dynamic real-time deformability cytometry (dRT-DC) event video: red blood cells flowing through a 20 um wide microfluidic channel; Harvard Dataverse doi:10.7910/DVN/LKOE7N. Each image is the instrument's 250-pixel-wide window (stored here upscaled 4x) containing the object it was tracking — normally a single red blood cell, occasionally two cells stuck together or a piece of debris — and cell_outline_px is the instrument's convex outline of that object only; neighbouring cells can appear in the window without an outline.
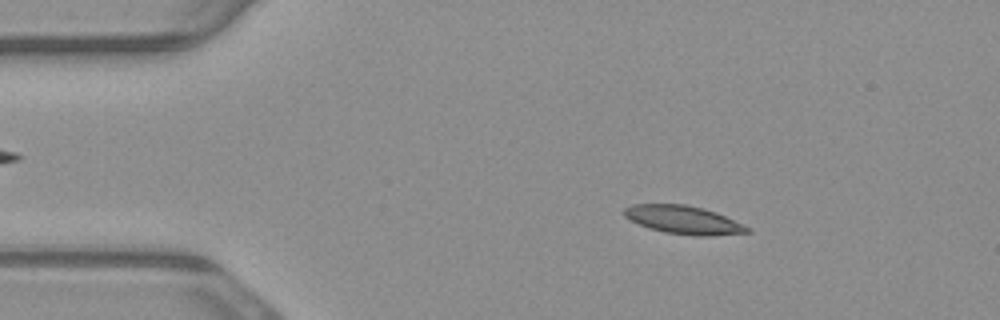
{"species": "common noctule bat (a hibernating species)", "species_latin": "Nyctalus noctula", "temperature_condition": "warm", "stored_images_in_passage": 53, "camera_frame_rate_fps": 3000, "um_per_image_px": 0.085, "animal": {"sex": "male", "body_mass_g": 23.1, "forearm_length_mm": 52.7}, "frame": {"image": 1, "passage_image": 8, "time_ms": 2.333, "image_size_px": [1000, 320], "cell_outline_px": [[752, 232], [712, 236], [696, 236], [664, 232], [648, 228], [628, 220], [624, 216], [624, 208], [632, 204], [684, 204], [704, 208], [716, 212], [752, 228]], "centroid_in_image_um": [58.1, 18.69], "position_along_channel_um": 26.9, "area_um2": 20.52}}
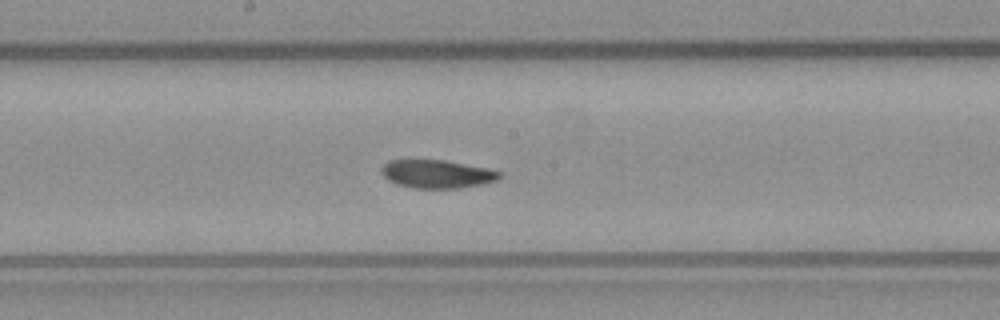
{"frame": {"image": 2, "passage_image": 27, "time_ms": 8.667, "image_size_px": [1000, 320], "cell_outline_px": [[504, 176], [496, 180], [484, 184], [460, 188], [412, 188], [396, 184], [388, 180], [380, 172], [380, 168], [388, 160], [444, 160], [488, 168], [500, 172]], "centroid_in_image_um": [37.14, 14.79], "position_along_channel_um": 211.1, "area_um2": 19.59}}
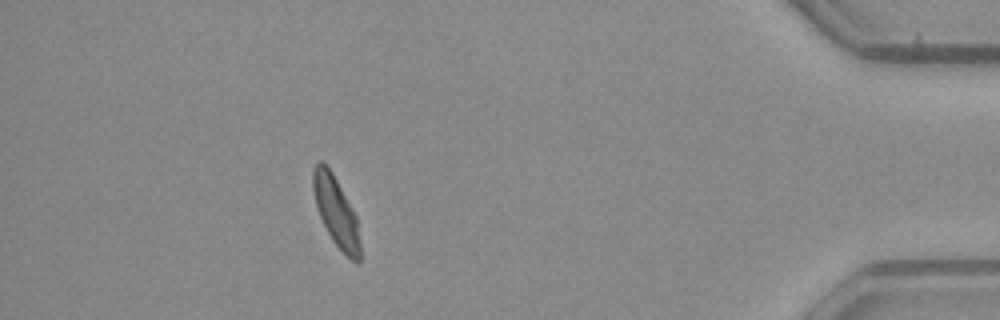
{"frame": {"image": 3, "passage_image": 47, "time_ms": 15.333, "image_size_px": [1000, 320], "cell_outline_px": [[360, 260], [356, 264], [332, 240], [320, 216], [316, 204], [312, 188], [312, 172], [316, 164], [320, 160], [324, 160], [332, 172], [356, 216], [360, 244]], "centroid_in_image_um": [28.54, 17.95], "position_along_channel_um": 406.7, "area_um2": 18.73}, "authors_computed_cell_mechanics": {"area_um2": 19.7676, "velocity_mm_per_s": 3.8214, "shape_relaxation_time_tau1_ms": 9.8706, "shape_relaxation_time_tau2_ms": 3.6261, "deformation_change_tau1": 0.1712, "deformation_change_tau2": 0.0848}}